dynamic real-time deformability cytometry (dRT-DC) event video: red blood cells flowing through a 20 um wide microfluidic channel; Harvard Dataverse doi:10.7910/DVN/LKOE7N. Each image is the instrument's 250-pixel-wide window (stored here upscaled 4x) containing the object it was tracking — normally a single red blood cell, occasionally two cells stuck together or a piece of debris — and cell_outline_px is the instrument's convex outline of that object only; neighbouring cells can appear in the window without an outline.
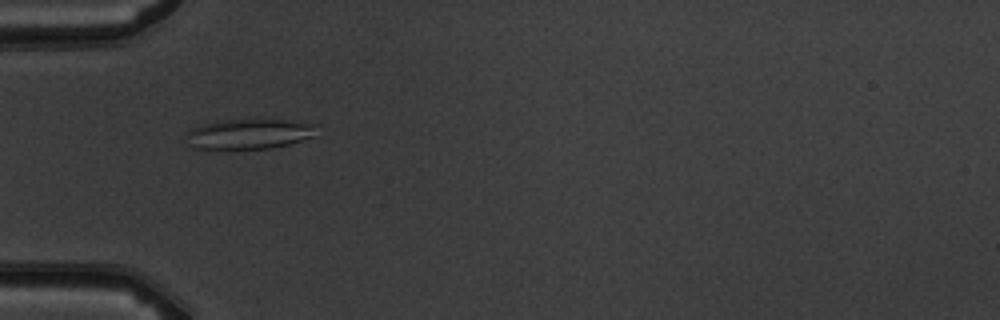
{"species": "common noctule bat (a hibernating species)", "species_latin": "Nyctalus noctula", "temperature_condition": "warm", "stored_images_in_passage": 5, "camera_frame_rate_fps": 3000, "um_per_image_px": 0.085, "animal": {"sex": "male", "body_mass_g": 19.5, "forearm_length_mm": 54.6}, "frame": {"image": 1, "passage_image": 3, "time_ms": 2.333, "image_size_px": [1000, 320], "cell_outline_px": [[316, 136], [288, 144], [268, 148], [192, 148], [184, 136], [192, 128], [204, 124], [224, 120], [284, 120], [316, 124]], "centroid_in_image_um": [21.18, 11.38], "position_along_channel_um": 63.8, "area_um2": 22.48}}
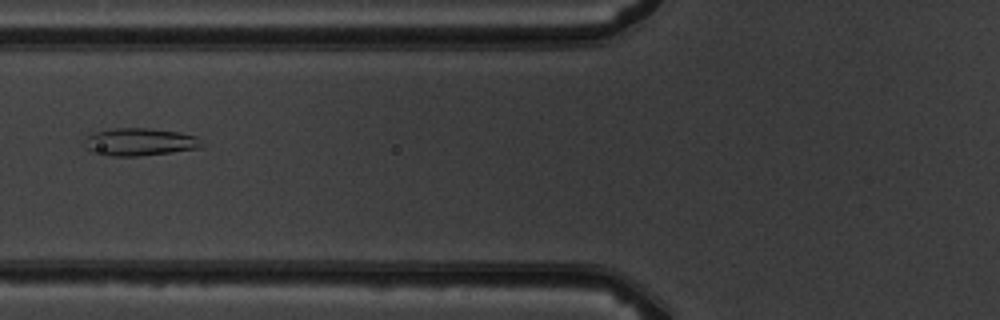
{"frame": {"image": 2, "passage_image": 4, "time_ms": 3.667, "image_size_px": [1000, 320], "cell_outline_px": [[208, 144], [196, 148], [172, 152], [136, 156], [112, 156], [92, 152], [84, 148], [84, 140], [88, 136], [96, 132], [116, 128], [148, 128], [180, 132], [196, 136]], "centroid_in_image_um": [11.9, 12.06], "position_along_channel_um": 113.9, "area_um2": 18.9}}